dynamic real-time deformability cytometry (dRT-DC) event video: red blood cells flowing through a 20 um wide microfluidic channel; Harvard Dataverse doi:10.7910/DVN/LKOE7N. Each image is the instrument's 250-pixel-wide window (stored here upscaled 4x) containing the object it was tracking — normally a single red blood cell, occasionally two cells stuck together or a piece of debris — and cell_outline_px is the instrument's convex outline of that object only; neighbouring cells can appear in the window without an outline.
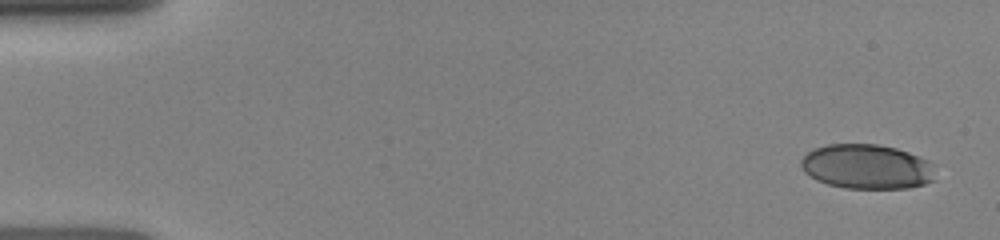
{"species": "human", "species_latin": "Homo sapiens", "temperature_condition": "room temperature", "stored_images_in_passage": 56, "camera_frame_rate_fps": 3000, "um_per_image_px": 0.085, "donor": {"sex": "female"}, "frame": {"image": 1, "passage_image": 1, "time_ms": 0.0, "image_size_px": [1000, 240], "cell_outline_px": [[932, 180], [924, 184], [908, 188], [844, 188], [828, 184], [816, 180], [804, 172], [800, 164], [800, 160], [808, 152], [816, 148], [828, 144], [876, 144], [896, 148], [920, 156], [928, 160]], "centroid_in_image_um": [73.61, 14.16], "position_along_channel_um": 11.4, "area_um2": 34.56}}
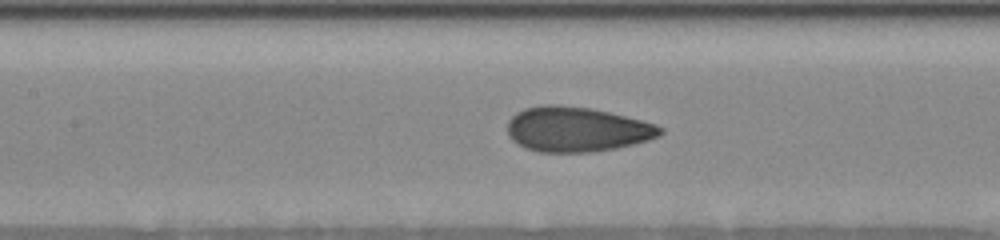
{"frame": {"image": 2, "passage_image": 18, "time_ms": 6.667, "image_size_px": [1000, 240], "cell_outline_px": [[664, 132], [660, 136], [648, 140], [616, 148], [592, 152], [540, 152], [524, 148], [516, 144], [508, 136], [508, 120], [516, 112], [524, 108], [544, 104], [556, 104], [592, 108], [656, 124], [664, 128]], "centroid_in_image_um": [49.0, 10.99], "position_along_channel_um": 158.4, "area_um2": 40.23}}
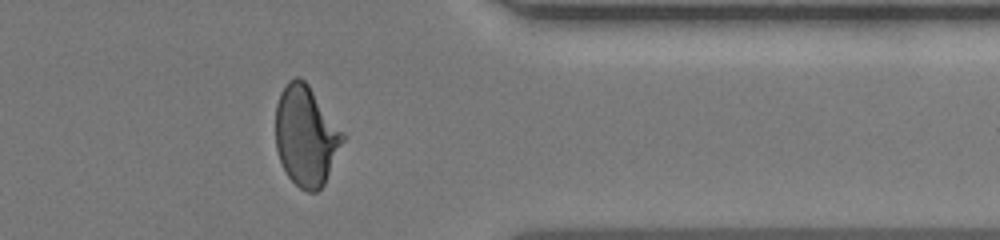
{"frame": {"image": 3, "passage_image": 41, "time_ms": 12.333, "image_size_px": [1000, 240], "cell_outline_px": [[344, 140], [324, 184], [316, 192], [308, 192], [300, 188], [288, 176], [280, 160], [276, 148], [276, 104], [280, 92], [288, 80], [296, 76], [300, 76], [308, 84], [344, 132]], "centroid_in_image_um": [26.0, 11.52], "position_along_channel_um": 385.4, "area_um2": 39.07}}